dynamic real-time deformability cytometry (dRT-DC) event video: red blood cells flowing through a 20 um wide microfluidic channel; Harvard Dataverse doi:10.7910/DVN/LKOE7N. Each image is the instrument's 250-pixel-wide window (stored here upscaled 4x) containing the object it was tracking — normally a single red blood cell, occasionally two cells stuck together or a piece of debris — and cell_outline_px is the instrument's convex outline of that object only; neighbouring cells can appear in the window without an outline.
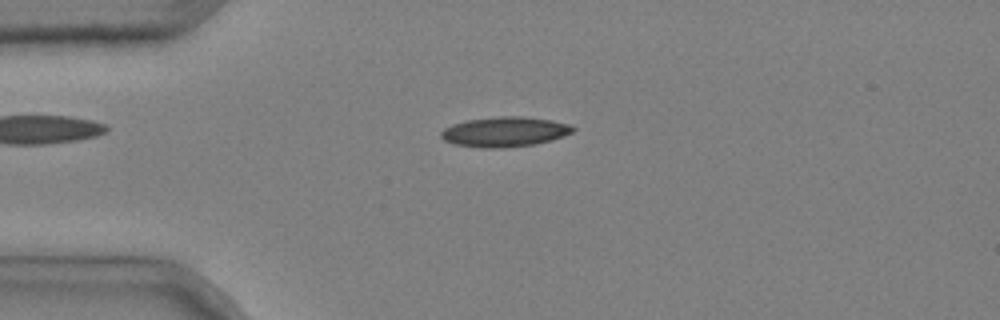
{"species": "common noctule bat (a hibernating species)", "species_latin": "Nyctalus noctula", "temperature_condition": "cold", "stored_images_in_passage": 7, "camera_frame_rate_fps": 3000, "um_per_image_px": 0.085, "animal": {"sex": "male", "body_mass_g": 20.4}, "frame": {"image": 1, "passage_image": 3, "time_ms": 0.667, "image_size_px": [1000, 320], "cell_outline_px": [[576, 128], [572, 132], [564, 136], [552, 140], [536, 144], [504, 148], [480, 148], [452, 144], [444, 140], [440, 136], [440, 132], [444, 128], [452, 124], [468, 120], [500, 116], [524, 116], [552, 120], [568, 124]], "centroid_in_image_um": [42.89, 11.21], "position_along_channel_um": 42.1, "area_um2": 23.24}}
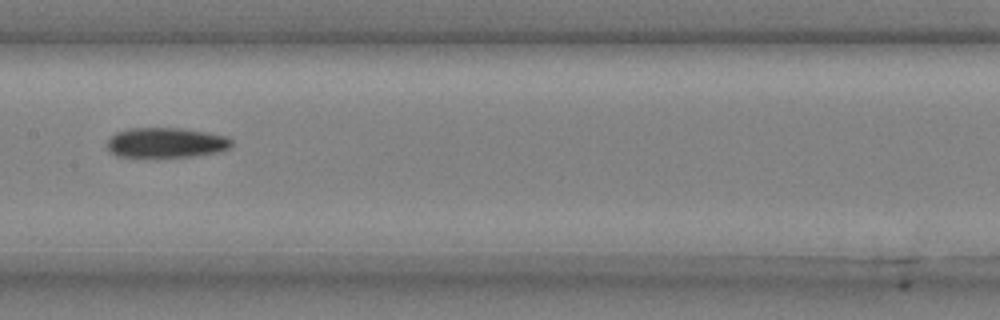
{"frame": {"image": 2, "passage_image": 7, "time_ms": 2.0, "image_size_px": [1000, 320], "cell_outline_px": [[232, 144], [228, 148], [220, 152], [192, 156], [116, 156], [108, 148], [108, 140], [116, 132], [128, 128], [180, 128], [228, 136], [232, 140]], "centroid_in_image_um": [14.14, 12.11], "position_along_channel_um": 193.3, "area_um2": 21.5}}